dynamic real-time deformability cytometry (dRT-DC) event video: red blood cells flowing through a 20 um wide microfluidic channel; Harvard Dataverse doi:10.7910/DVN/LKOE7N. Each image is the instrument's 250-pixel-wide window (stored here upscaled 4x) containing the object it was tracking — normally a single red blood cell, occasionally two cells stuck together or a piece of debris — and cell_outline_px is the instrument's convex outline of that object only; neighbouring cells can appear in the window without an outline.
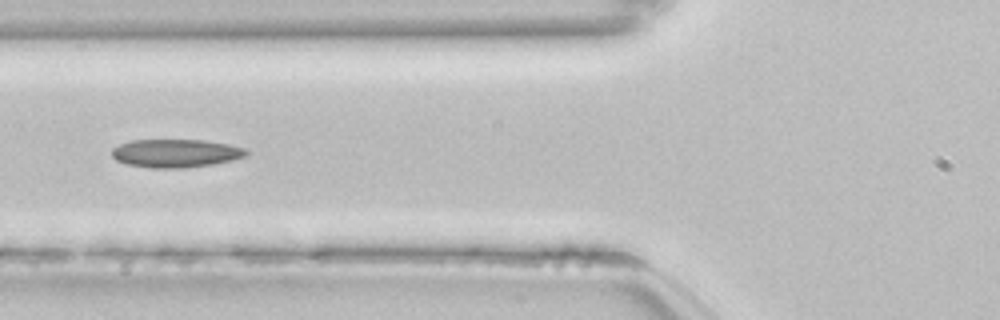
{"species": "common noctule bat (a hibernating species)", "species_latin": "Nyctalus noctula", "temperature_condition": "room temperature", "stored_images_in_passage": 39, "camera_frame_rate_fps": 3000, "um_per_image_px": 0.085, "animal": {"sex": "female", "body_mass_g": 22.7, "forearm_length_mm": 54.2}, "frame": {"image": 1, "passage_image": 6, "time_ms": 1.667, "image_size_px": [1000, 320], "cell_outline_px": [[248, 152], [244, 156], [232, 160], [212, 164], [184, 168], [148, 168], [128, 164], [116, 160], [112, 156], [112, 148], [128, 140], [204, 140], [228, 144], [244, 148]], "centroid_in_image_um": [14.9, 13.02], "position_along_channel_um": 110.9, "area_um2": 22.08}, "authors_computed_cell_mechanics": {"area_um2": 21.4438, "velocity_mm_per_s": 3.8398, "shape_relaxation_time_tau1_ms": null, "shape_relaxation_time_tau2_ms": 9.0079, "deformation_change_tau1": null, "deformation_change_tau2": 0.2075}}